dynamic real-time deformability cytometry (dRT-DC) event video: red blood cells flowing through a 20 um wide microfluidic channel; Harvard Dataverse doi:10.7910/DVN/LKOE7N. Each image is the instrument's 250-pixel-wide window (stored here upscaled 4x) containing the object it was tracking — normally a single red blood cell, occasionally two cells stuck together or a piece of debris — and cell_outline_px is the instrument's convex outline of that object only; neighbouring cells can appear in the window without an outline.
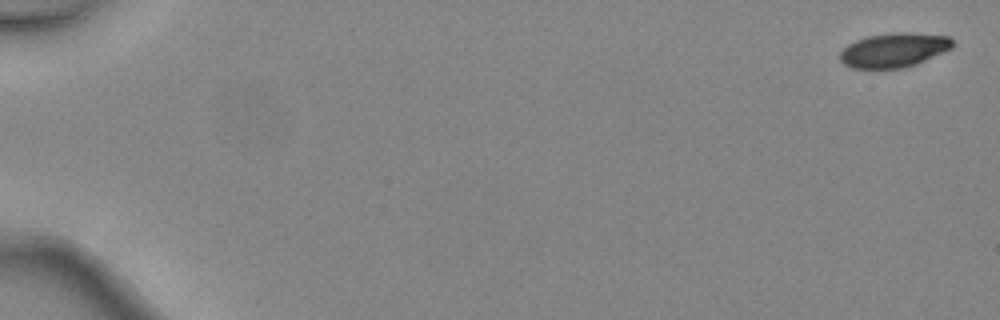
{"species": "common noctule bat (a hibernating species)", "species_latin": "Nyctalus noctula", "temperature_condition": "warm", "stored_images_in_passage": 5, "camera_frame_rate_fps": 3000, "um_per_image_px": 0.085, "animal": {"sex": "female", "body_mass_g": 24.6, "forearm_length_mm": 56.2}, "frame": {"image": 1, "passage_image": 1, "time_ms": 0.0, "image_size_px": [1000, 320], "cell_outline_px": [[952, 48], [916, 64], [904, 68], [852, 68], [844, 64], [840, 60], [840, 52], [848, 44], [856, 40], [868, 36], [896, 32], [908, 32], [948, 36], [952, 40]], "centroid_in_image_um": [75.97, 4.25], "position_along_channel_um": 9.0, "area_um2": 22.37}}
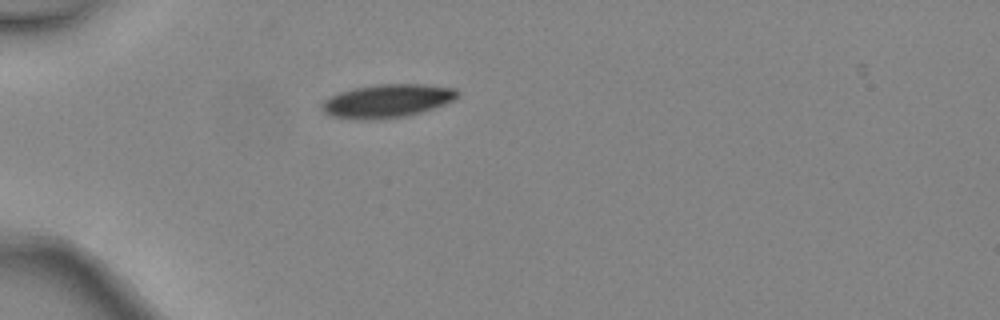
{"frame": {"image": 2, "passage_image": 4, "time_ms": 1.0, "image_size_px": [1000, 320], "cell_outline_px": [[460, 92], [452, 100], [444, 104], [420, 112], [404, 116], [332, 116], [324, 112], [320, 104], [324, 100], [340, 92], [356, 88], [380, 84], [424, 84], [456, 88]], "centroid_in_image_um": [32.98, 8.51], "position_along_channel_um": 52.0, "area_um2": 24.85}}